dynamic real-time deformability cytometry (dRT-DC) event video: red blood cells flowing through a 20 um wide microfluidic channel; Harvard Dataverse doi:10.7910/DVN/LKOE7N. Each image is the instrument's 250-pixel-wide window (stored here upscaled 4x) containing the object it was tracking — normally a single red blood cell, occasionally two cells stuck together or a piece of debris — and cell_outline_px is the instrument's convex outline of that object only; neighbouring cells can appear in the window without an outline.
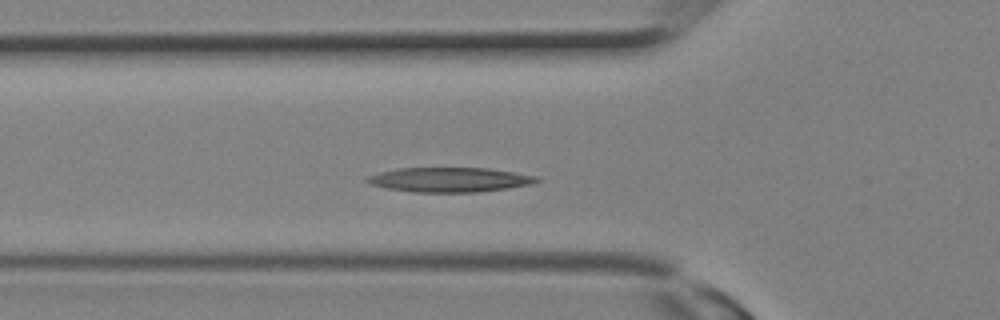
{"species": "Egyptian fruit bat (a non-hibernating species)", "species_latin": "Rousettus aegyptiacus", "temperature_condition": "room temperature", "stored_images_in_passage": 8, "camera_frame_rate_fps": 3000, "um_per_image_px": 0.085, "animal": {"sex": "female"}, "frame": {"image": 1, "passage_image": 6, "time_ms": 1.667, "image_size_px": [1000, 320], "cell_outline_px": [[540, 180], [532, 184], [508, 188], [480, 192], [412, 192], [388, 188], [372, 184], [364, 180], [368, 176], [380, 172], [400, 168], [488, 168], [540, 176]], "centroid_in_image_um": [38.27, 15.27], "position_along_channel_um": 87.5, "area_um2": 24.28}}
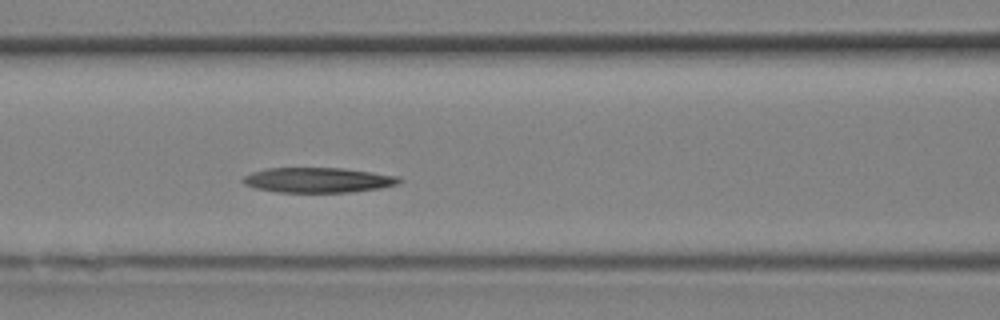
{"frame": {"image": 2, "passage_image": 8, "time_ms": 2.333, "image_size_px": [1000, 320], "cell_outline_px": [[404, 180], [396, 184], [380, 188], [348, 192], [276, 192], [256, 188], [244, 184], [240, 180], [244, 176], [252, 172], [264, 168], [344, 168], [400, 176]], "centroid_in_image_um": [27.02, 15.3], "position_along_channel_um": 139.6, "area_um2": 22.89}}